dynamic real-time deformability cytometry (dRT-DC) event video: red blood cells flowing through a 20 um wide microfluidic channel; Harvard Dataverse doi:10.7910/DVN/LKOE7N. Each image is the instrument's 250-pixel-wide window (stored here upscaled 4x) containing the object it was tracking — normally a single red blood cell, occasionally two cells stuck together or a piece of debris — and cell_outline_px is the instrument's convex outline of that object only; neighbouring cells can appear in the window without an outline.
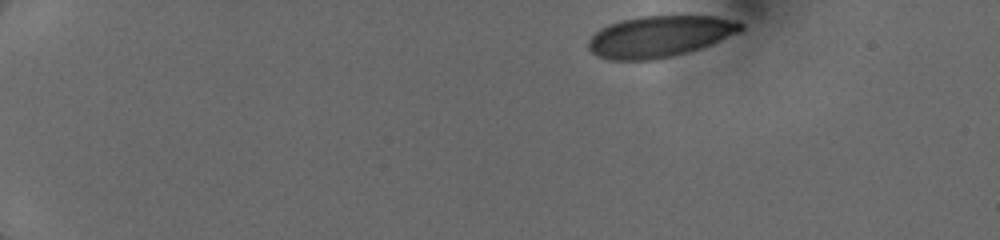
{"species": "human", "species_latin": "Homo sapiens", "temperature_condition": "cold", "stored_images_in_passage": 7, "camera_frame_rate_fps": 3000, "um_per_image_px": 0.085, "donor": {"sex": "female"}, "frame": {"image": 1, "passage_image": 1, "time_ms": 0.0, "image_size_px": [1000, 240], "cell_outline_px": [[744, 28], [740, 32], [700, 48], [672, 56], [656, 60], [608, 60], [596, 56], [588, 48], [588, 40], [600, 28], [608, 24], [620, 20], [640, 16], [716, 16], [740, 20], [744, 24]], "centroid_in_image_um": [56.08, 3.09], "position_along_channel_um": 28.9, "area_um2": 36.99}}
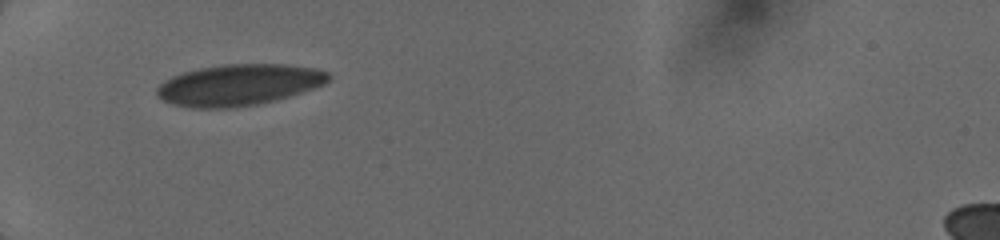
{"frame": {"image": 2, "passage_image": 6, "time_ms": 3.333, "image_size_px": [1000, 240], "cell_outline_px": [[332, 76], [324, 84], [276, 100], [256, 104], [228, 108], [188, 108], [172, 104], [156, 96], [156, 88], [164, 80], [172, 76], [184, 72], [200, 68], [224, 64], [288, 64], [316, 68], [328, 72]], "centroid_in_image_um": [20.28, 7.21], "position_along_channel_um": 64.7, "area_um2": 41.27}}